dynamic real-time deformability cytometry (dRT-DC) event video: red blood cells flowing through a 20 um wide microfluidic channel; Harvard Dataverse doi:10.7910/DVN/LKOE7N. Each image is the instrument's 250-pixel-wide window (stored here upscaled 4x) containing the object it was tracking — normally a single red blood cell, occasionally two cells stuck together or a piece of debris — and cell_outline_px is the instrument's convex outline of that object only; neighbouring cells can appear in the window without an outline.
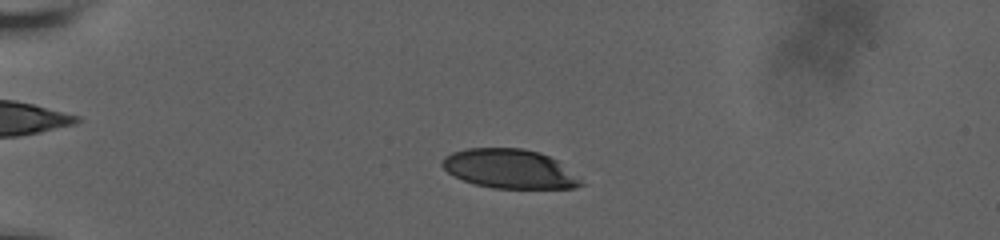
{"species": "human", "species_latin": "Homo sapiens", "temperature_condition": "room temperature", "stored_images_in_passage": 59, "camera_frame_rate_fps": 3000, "um_per_image_px": 0.085, "donor": {"sex": "male"}, "frame": {"image": 1, "passage_image": 16, "time_ms": 5.0, "image_size_px": [1000, 240], "cell_outline_px": [[584, 184], [576, 188], [492, 188], [472, 184], [448, 172], [440, 164], [444, 156], [452, 152], [468, 148], [520, 148], [540, 152], [556, 160], [580, 180]], "centroid_in_image_um": [43.26, 14.35], "position_along_channel_um": 41.7, "area_um2": 31.39}}
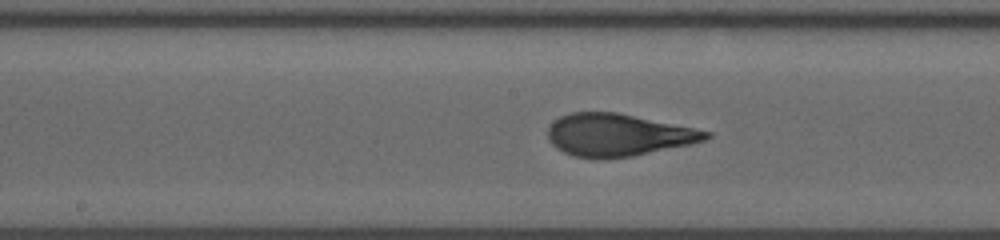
{"frame": {"image": 2, "passage_image": 33, "time_ms": 10.667, "image_size_px": [1000, 240], "cell_outline_px": [[712, 136], [704, 140], [692, 144], [632, 156], [608, 160], [604, 160], [572, 156], [556, 148], [548, 140], [548, 128], [552, 120], [560, 116], [572, 112], [616, 112], [712, 132]], "centroid_in_image_um": [52.48, 11.49], "position_along_channel_um": 195.7, "area_um2": 39.25}}
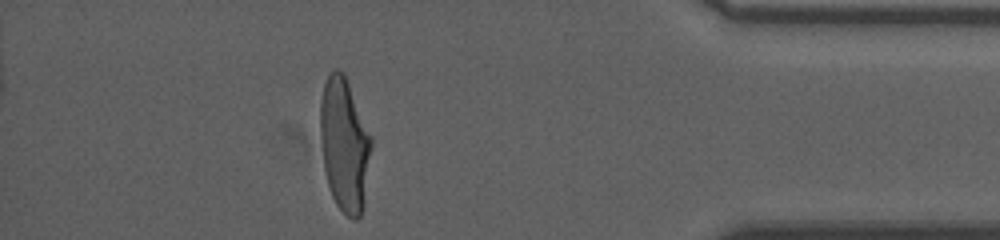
{"frame": {"image": 3, "passage_image": 53, "time_ms": 17.333, "image_size_px": [1000, 240], "cell_outline_px": [[372, 148], [364, 208], [360, 216], [356, 220], [352, 220], [336, 204], [332, 196], [328, 184], [324, 168], [320, 136], [320, 104], [324, 84], [328, 72], [332, 68], [340, 68], [344, 72], [372, 136]], "centroid_in_image_um": [29.3, 12.27], "position_along_channel_um": 405.9, "area_um2": 40.34}, "authors_computed_cell_mechanics": {"area_um2": 38.6682, "velocity_mm_per_s": 3.67, "shape_relaxation_time_tau1_ms": 5.1803, "shape_relaxation_time_tau2_ms": null, "deformation_change_tau1": 0.222, "deformation_change_tau2": null}}